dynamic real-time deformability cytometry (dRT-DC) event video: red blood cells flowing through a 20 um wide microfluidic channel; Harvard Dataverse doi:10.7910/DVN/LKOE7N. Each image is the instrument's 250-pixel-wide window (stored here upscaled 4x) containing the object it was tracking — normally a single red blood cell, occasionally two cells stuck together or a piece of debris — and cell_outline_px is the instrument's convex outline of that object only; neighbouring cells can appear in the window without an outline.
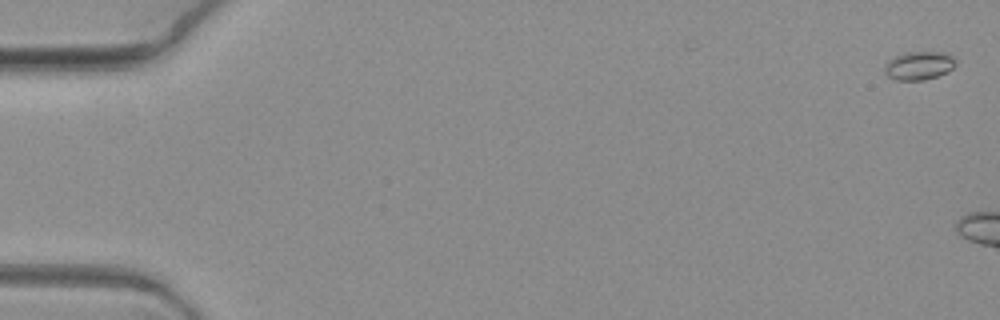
{"species": "common noctule bat (a hibernating species)", "species_latin": "Nyctalus noctula", "temperature_condition": "warm", "stored_images_in_passage": 3, "camera_frame_rate_fps": 3000, "um_per_image_px": 0.085, "animal": {"sex": "female", "body_mass_g": 19.3, "forearm_length_mm": 54.1}, "frame": {"image": 1, "passage_image": 1, "time_ms": 0.0, "image_size_px": [1000, 320], "cell_outline_px": [[956, 64], [952, 68], [936, 76], [924, 80], [896, 80], [888, 76], [884, 72], [884, 68], [888, 60], [896, 56], [908, 52], [940, 52], [952, 56], [956, 60]], "centroid_in_image_um": [78.09, 5.58], "position_along_channel_um": 6.9, "area_um2": 11.56}}